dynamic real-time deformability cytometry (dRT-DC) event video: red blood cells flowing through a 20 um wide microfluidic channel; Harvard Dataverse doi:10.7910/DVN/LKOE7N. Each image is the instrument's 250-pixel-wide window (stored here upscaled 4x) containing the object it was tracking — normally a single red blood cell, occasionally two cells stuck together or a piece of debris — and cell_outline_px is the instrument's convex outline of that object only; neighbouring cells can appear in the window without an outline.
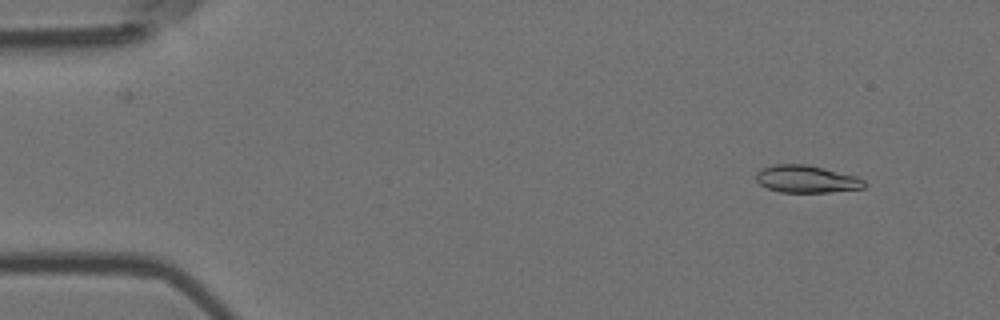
{"species": "Egyptian fruit bat (a non-hibernating species)", "species_latin": "Rousettus aegyptiacus", "temperature_condition": "room temperature", "stored_images_in_passage": 5, "camera_frame_rate_fps": 3000, "um_per_image_px": 0.085, "animal": {"sex": "female"}, "frame": {"image": 1, "passage_image": 2, "time_ms": 0.333, "image_size_px": [1000, 320], "cell_outline_px": [[864, 188], [828, 192], [780, 192], [768, 188], [760, 184], [756, 180], [756, 172], [760, 168], [772, 164], [808, 164], [856, 176], [864, 180]], "centroid_in_image_um": [68.51, 15.21], "position_along_channel_um": 16.5, "area_um2": 17.28}}
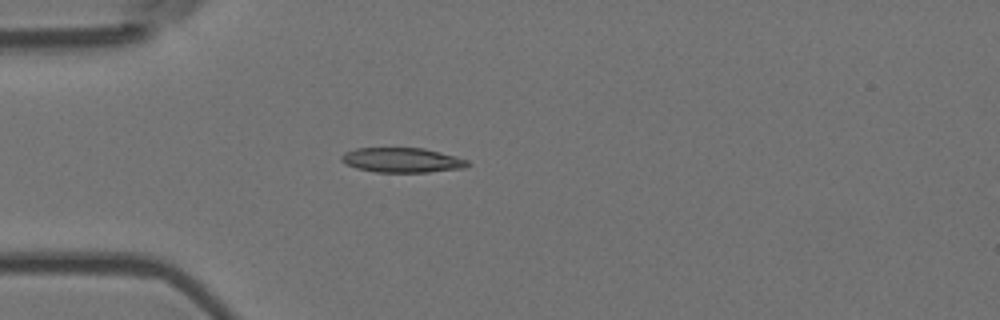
{"frame": {"image": 2, "passage_image": 5, "time_ms": 1.333, "image_size_px": [1000, 320], "cell_outline_px": [[468, 164], [464, 168], [428, 172], [376, 172], [356, 168], [340, 160], [340, 156], [344, 152], [356, 148], [424, 148], [440, 152], [468, 160]], "centroid_in_image_um": [34.14, 13.6], "position_along_channel_um": 50.9, "area_um2": 18.09}}